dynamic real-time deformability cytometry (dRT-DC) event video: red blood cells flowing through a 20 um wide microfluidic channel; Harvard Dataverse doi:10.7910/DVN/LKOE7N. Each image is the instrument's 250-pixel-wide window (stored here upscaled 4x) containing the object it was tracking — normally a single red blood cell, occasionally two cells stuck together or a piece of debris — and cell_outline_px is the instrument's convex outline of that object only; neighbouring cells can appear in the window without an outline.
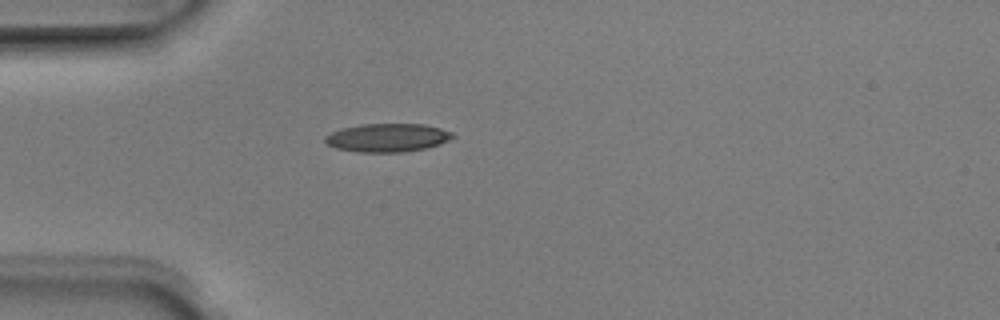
{"species": "Egyptian fruit bat (a non-hibernating species)", "species_latin": "Rousettus aegyptiacus", "temperature_condition": "room temperature", "stored_images_in_passage": 1, "camera_frame_rate_fps": 3000, "um_per_image_px": 0.085, "animal": {"sex": "male"}, "frame": {"image": 1, "passage_image": 1, "time_ms": 0.0, "image_size_px": [1000, 320], "cell_outline_px": [[456, 136], [440, 144], [424, 148], [404, 152], [356, 152], [336, 148], [328, 144], [324, 140], [324, 136], [340, 128], [360, 124], [424, 124], [440, 128], [452, 132]], "centroid_in_image_um": [32.92, 11.7], "position_along_channel_um": 52.1, "area_um2": 21.15}}